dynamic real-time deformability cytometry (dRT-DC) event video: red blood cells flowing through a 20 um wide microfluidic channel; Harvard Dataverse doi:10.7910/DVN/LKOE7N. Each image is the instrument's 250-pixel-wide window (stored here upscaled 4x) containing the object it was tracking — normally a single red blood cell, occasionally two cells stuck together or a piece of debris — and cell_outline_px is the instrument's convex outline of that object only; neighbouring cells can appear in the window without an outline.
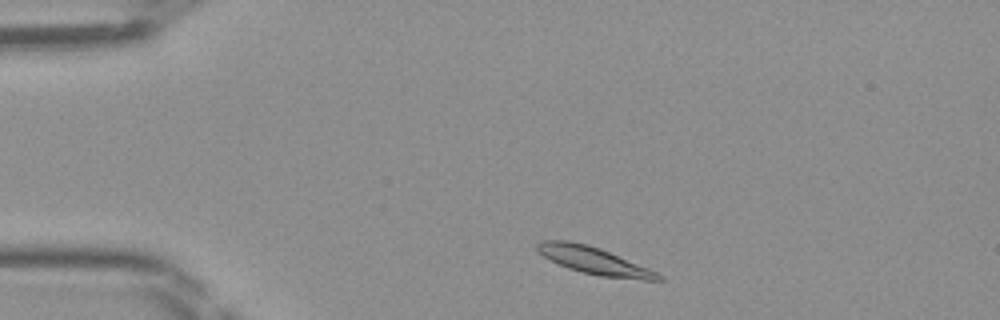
{"species": "Egyptian fruit bat (a non-hibernating species)", "species_latin": "Rousettus aegyptiacus", "temperature_condition": "room temperature", "stored_images_in_passage": 41, "camera_frame_rate_fps": 3000, "um_per_image_px": 0.085, "frame": {"image": 1, "passage_image": 3, "time_ms": 0.667, "image_size_px": [1000, 320], "cell_outline_px": [[664, 280], [644, 280], [600, 276], [580, 272], [568, 268], [544, 256], [536, 248], [536, 244], [540, 240], [568, 240], [588, 244], [600, 248], [648, 268], [664, 276]], "centroid_in_image_um": [50.5, 22.15], "position_along_channel_um": 34.5, "area_um2": 19.07}}
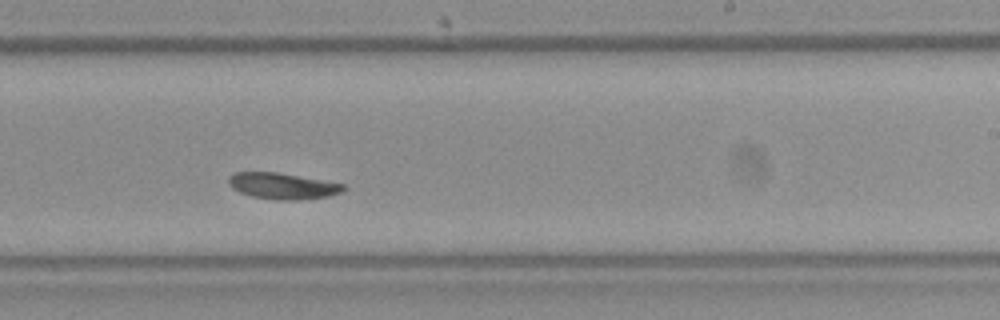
{"frame": {"image": 2, "passage_image": 23, "time_ms": 7.333, "image_size_px": [1000, 320], "cell_outline_px": [[344, 188], [340, 192], [328, 196], [296, 200], [276, 200], [252, 196], [240, 192], [232, 188], [228, 184], [228, 176], [236, 172], [276, 172], [344, 184]], "centroid_in_image_um": [23.96, 15.8], "position_along_channel_um": 265.0, "area_um2": 17.28}}
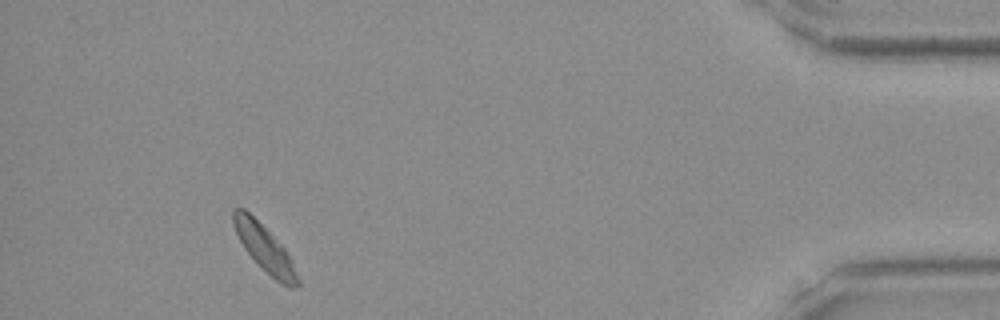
{"frame": {"image": 3, "passage_image": 38, "time_ms": 12.333, "image_size_px": [1000, 320], "cell_outline_px": [[300, 284], [292, 288], [288, 288], [276, 280], [244, 248], [236, 232], [232, 220], [232, 212], [236, 208], [244, 208], [284, 248], [292, 260], [300, 280]], "centroid_in_image_um": [22.52, 21.13], "position_along_channel_um": 412.7, "area_um2": 16.65}}